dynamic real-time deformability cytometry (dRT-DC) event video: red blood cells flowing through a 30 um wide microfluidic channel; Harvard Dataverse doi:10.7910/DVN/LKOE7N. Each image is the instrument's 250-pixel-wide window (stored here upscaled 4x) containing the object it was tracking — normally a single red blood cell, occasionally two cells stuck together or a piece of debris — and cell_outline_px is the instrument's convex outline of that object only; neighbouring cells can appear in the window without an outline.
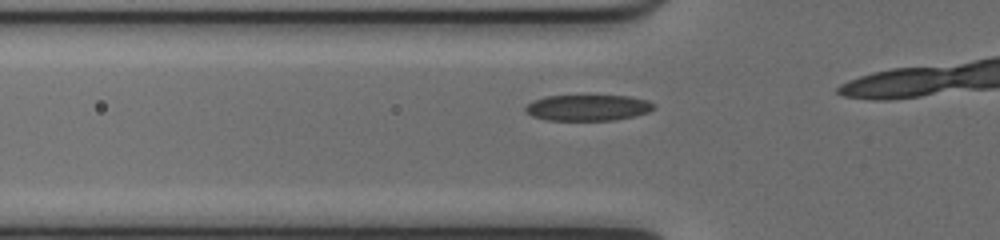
{"species": "common noctule bat (a hibernating species)", "species_latin": "Nyctalus noctula", "temperature_condition": "cold", "stored_images_in_passage": 12, "camera_frame_rate_fps": 3000, "um_per_image_px": 0.085, "animal": {"sex": "female", "body_mass_g": 17.0, "forearm_length_mm": 48.0}, "frame": {"image": 1, "passage_image": 7, "time_ms": 2.0, "image_size_px": [1000, 240], "cell_outline_px": [[656, 108], [648, 112], [616, 120], [544, 120], [532, 116], [524, 108], [532, 100], [544, 96], [628, 96], [648, 100], [656, 104]], "centroid_in_image_um": [49.98, 9.15], "position_along_channel_um": 75.8, "area_um2": 19.48}}
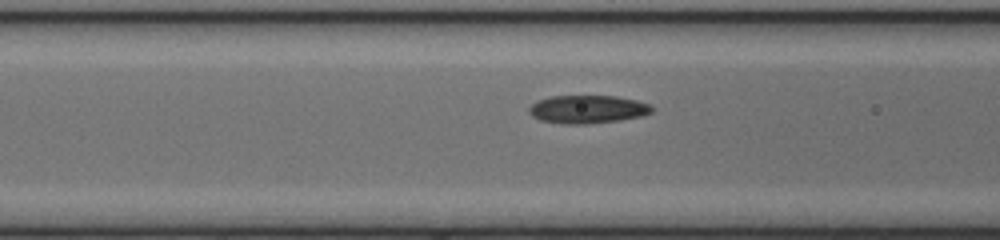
{"frame": {"image": 2, "passage_image": 10, "time_ms": 3.0, "image_size_px": [1000, 240], "cell_outline_px": [[652, 112], [644, 116], [620, 120], [584, 124], [564, 124], [540, 120], [532, 116], [528, 112], [528, 108], [536, 100], [552, 96], [616, 96], [636, 100], [652, 104]], "centroid_in_image_um": [49.95, 9.29], "position_along_channel_um": 116.7, "area_um2": 20.29}}